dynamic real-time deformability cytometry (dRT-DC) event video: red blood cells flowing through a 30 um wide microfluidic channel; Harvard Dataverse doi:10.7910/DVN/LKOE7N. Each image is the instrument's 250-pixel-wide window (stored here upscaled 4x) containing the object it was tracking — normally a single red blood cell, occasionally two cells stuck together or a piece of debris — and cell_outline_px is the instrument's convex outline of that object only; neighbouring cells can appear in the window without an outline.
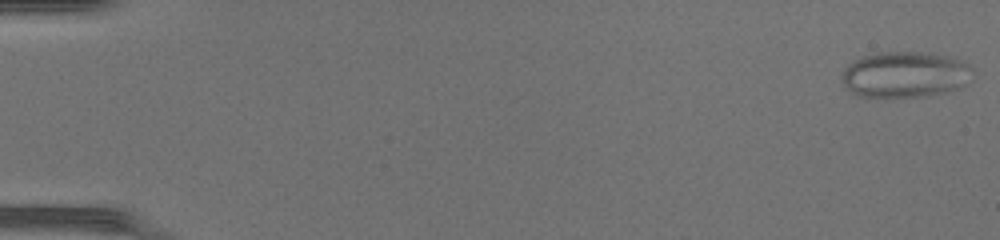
{"species": "common noctule bat (a hibernating species)", "species_latin": "Nyctalus noctula", "temperature_condition": "warm", "stored_images_in_passage": 25, "camera_frame_rate_fps": 3000, "um_per_image_px": 0.085, "animal": {"sex": "female", "body_mass_g": 17.0, "forearm_length_mm": 48.0}, "frame": {"image": 1, "passage_image": 1, "time_ms": 0.0, "image_size_px": [1000, 240], "cell_outline_px": [[972, 80], [968, 84], [960, 88], [928, 96], [856, 96], [848, 92], [844, 84], [844, 68], [848, 64], [860, 56], [876, 52], [920, 52], [948, 56], [960, 60], [968, 64], [972, 68]], "centroid_in_image_um": [76.95, 6.33], "position_along_channel_um": 8.1, "area_um2": 35.2}}
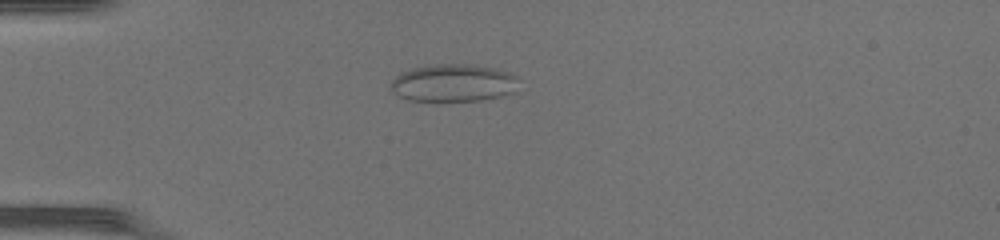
{"frame": {"image": 2, "passage_image": 14, "time_ms": 4.333, "image_size_px": [1000, 240], "cell_outline_px": [[516, 92], [500, 96], [480, 100], [436, 104], [408, 100], [392, 92], [392, 80], [400, 72], [412, 68], [428, 64], [472, 64], [496, 68], [508, 72], [516, 76]], "centroid_in_image_um": [38.49, 7.08], "position_along_channel_um": 46.5, "area_um2": 28.96}}
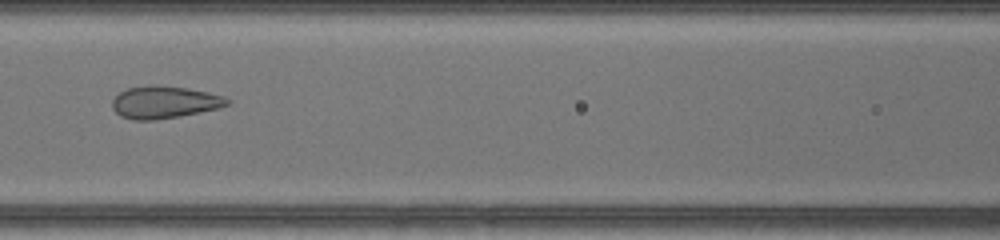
{"frame": {"image": 3, "passage_image": 23, "time_ms": 7.333, "image_size_px": [1000, 240], "cell_outline_px": [[232, 100], [228, 104], [220, 108], [180, 116], [152, 120], [132, 120], [120, 116], [112, 108], [112, 100], [120, 92], [128, 88], [188, 88], [208, 92], [224, 96]], "centroid_in_image_um": [14.01, 8.74], "position_along_channel_um": 152.6, "area_um2": 20.92}}